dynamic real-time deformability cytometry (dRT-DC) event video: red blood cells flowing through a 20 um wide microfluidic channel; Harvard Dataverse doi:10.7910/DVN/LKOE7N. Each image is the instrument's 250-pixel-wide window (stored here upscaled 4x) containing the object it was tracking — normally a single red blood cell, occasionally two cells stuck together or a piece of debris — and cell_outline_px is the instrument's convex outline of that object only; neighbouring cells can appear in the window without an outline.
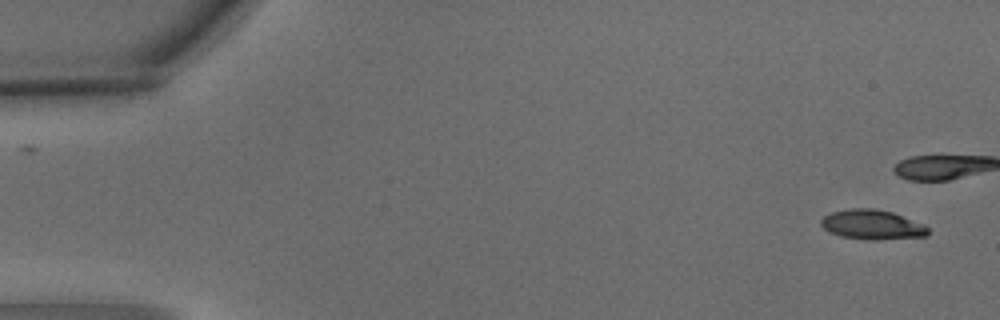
{"species": "common noctule bat (a hibernating species)", "species_latin": "Nyctalus noctula", "temperature_condition": "warm", "stored_images_in_passage": 2, "camera_frame_rate_fps": 3000, "um_per_image_px": 0.085, "animal": {"sex": "male", "body_mass_g": 15.6}, "frame": {"image": 1, "passage_image": 2, "time_ms": 0.333, "image_size_px": [1000, 320], "cell_outline_px": [[928, 236], [872, 240], [868, 240], [840, 236], [824, 228], [820, 224], [820, 220], [824, 216], [832, 212], [852, 208], [876, 208], [892, 212], [924, 224], [928, 228]], "centroid_in_image_um": [74.14, 19.09], "position_along_channel_um": 10.9, "area_um2": 18.44}}